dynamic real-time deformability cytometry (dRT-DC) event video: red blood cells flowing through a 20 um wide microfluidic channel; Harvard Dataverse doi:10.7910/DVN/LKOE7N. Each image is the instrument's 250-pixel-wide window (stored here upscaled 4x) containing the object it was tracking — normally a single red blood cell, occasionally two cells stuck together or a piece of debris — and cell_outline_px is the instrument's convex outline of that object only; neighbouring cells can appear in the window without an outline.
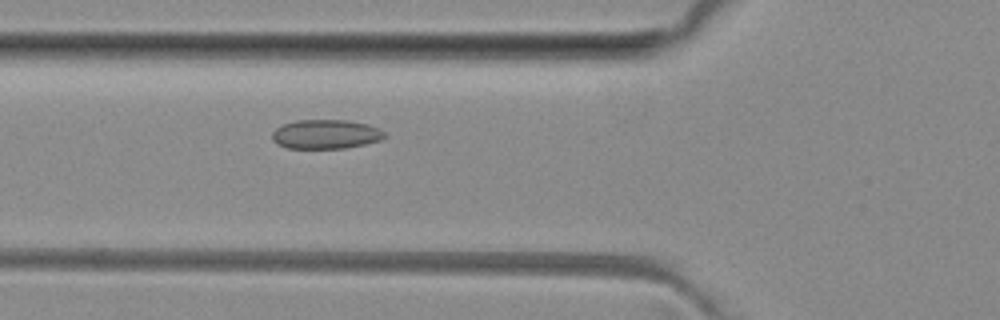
{"species": "common noctule bat (a hibernating species)", "species_latin": "Nyctalus noctula", "temperature_condition": "room temperature", "stored_images_in_passage": 6, "camera_frame_rate_fps": 3000, "um_per_image_px": 0.085, "animal": {"sex": "female", "body_mass_g": 29.2, "forearm_length_mm": 56.3}, "frame": {"image": 1, "passage_image": 6, "time_ms": 5.667, "image_size_px": [1000, 320], "cell_outline_px": [[388, 136], [380, 140], [364, 144], [344, 148], [288, 148], [276, 144], [272, 140], [272, 132], [276, 128], [284, 124], [296, 120], [348, 120], [368, 124], [380, 128]], "centroid_in_image_um": [27.7, 11.4], "position_along_channel_um": 98.1, "area_um2": 19.25}}